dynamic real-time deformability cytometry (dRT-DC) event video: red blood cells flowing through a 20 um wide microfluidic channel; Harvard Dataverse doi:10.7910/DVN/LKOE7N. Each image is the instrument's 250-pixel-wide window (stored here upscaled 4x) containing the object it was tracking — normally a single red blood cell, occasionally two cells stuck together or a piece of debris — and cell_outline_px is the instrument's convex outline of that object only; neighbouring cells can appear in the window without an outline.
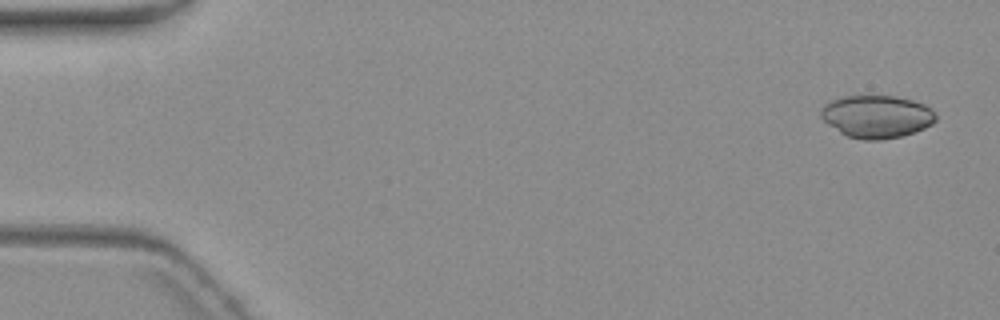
{"species": "common noctule bat (a hibernating species)", "species_latin": "Nyctalus noctula", "temperature_condition": "warm", "stored_images_in_passage": 6, "camera_frame_rate_fps": 3000, "um_per_image_px": 0.085, "animal": {"sex": "female", "body_mass_g": 19.3, "forearm_length_mm": 54.1}, "frame": {"image": 1, "passage_image": 1, "time_ms": 0.0, "image_size_px": [1000, 320], "cell_outline_px": [[936, 120], [932, 124], [924, 128], [900, 136], [880, 140], [864, 140], [848, 136], [840, 132], [828, 124], [820, 116], [820, 112], [824, 104], [828, 100], [840, 96], [896, 96], [912, 100], [924, 104], [932, 108], [936, 112]], "centroid_in_image_um": [74.51, 9.89], "position_along_channel_um": 10.5, "area_um2": 28.67}}